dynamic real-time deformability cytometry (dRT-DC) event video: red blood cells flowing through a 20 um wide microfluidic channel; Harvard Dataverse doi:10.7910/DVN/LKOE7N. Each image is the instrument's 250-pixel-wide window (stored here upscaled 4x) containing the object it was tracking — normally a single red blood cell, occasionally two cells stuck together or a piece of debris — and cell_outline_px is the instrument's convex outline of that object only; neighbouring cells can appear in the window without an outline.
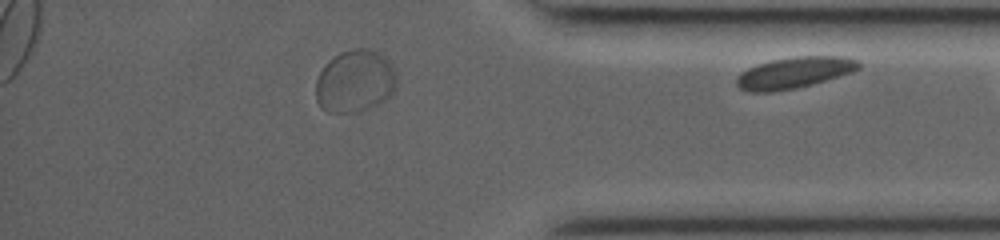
{"species": "common noctule bat (a hibernating species)", "species_latin": "Nyctalus noctula", "temperature_condition": "room temperature", "stored_images_in_passage": 27, "segment_of_instrument_passage": [2, 2], "camera_frame_rate_fps": 3000, "um_per_image_px": 0.085, "animal": {"sex": "female", "body_mass_g": 19.0, "forearm_length_mm": 53.3}, "frame": {"image": 1, "passage_image": 27, "time_ms": 8.667, "image_size_px": [1000, 240], "cell_outline_px": [[860, 68], [852, 72], [812, 84], [796, 88], [772, 92], [752, 92], [740, 88], [736, 84], [736, 76], [740, 72], [748, 68], [772, 60], [796, 56], [844, 56], [860, 60]], "centroid_in_image_um": [67.52, 6.17], "position_along_channel_um": 367.7, "area_um2": 22.25}}